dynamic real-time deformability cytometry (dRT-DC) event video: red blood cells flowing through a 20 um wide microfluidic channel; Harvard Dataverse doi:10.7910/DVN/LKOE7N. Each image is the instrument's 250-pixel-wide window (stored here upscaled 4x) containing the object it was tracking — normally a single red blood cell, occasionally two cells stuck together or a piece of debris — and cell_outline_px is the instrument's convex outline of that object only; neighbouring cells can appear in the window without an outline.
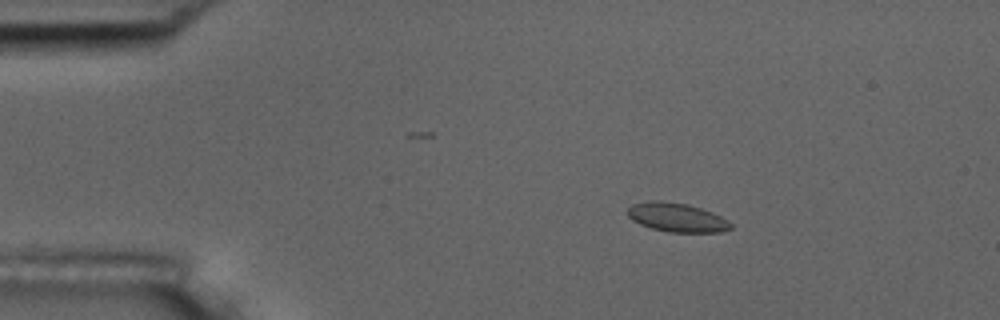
{"species": "common noctule bat (a hibernating species)", "species_latin": "Nyctalus noctula", "temperature_condition": "room temperature", "stored_images_in_passage": 55, "camera_frame_rate_fps": 3000, "um_per_image_px": 0.085, "animal": {"sex": "male", "body_mass_g": 17.5, "forearm_length_mm": 52.3}, "frame": {"image": 1, "passage_image": 9, "time_ms": 2.667, "image_size_px": [1000, 320], "cell_outline_px": [[732, 228], [720, 232], [668, 232], [652, 228], [640, 224], [632, 220], [628, 216], [628, 208], [632, 204], [652, 200], [660, 200], [688, 204], [712, 212], [728, 220], [732, 224]], "centroid_in_image_um": [57.53, 18.48], "position_along_channel_um": 27.5, "area_um2": 17.4}}
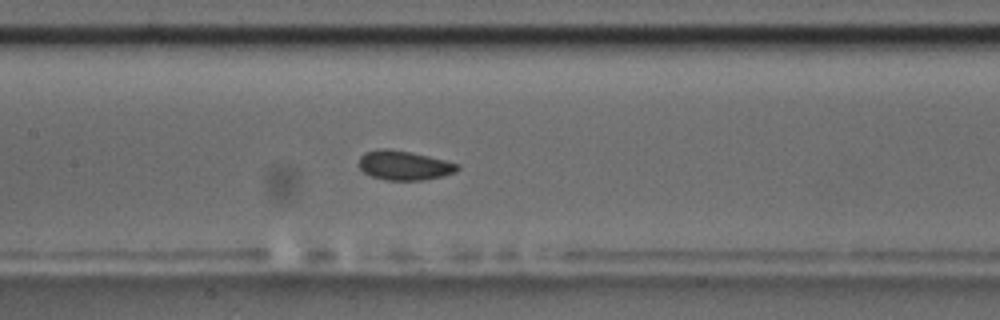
{"frame": {"image": 2, "passage_image": 26, "time_ms": 8.333, "image_size_px": [1000, 320], "cell_outline_px": [[460, 168], [456, 172], [444, 176], [424, 180], [384, 180], [372, 176], [364, 172], [360, 168], [360, 156], [364, 152], [376, 148], [388, 148], [428, 156], [460, 164]], "centroid_in_image_um": [34.36, 14.06], "position_along_channel_um": 173.0, "area_um2": 16.94}}
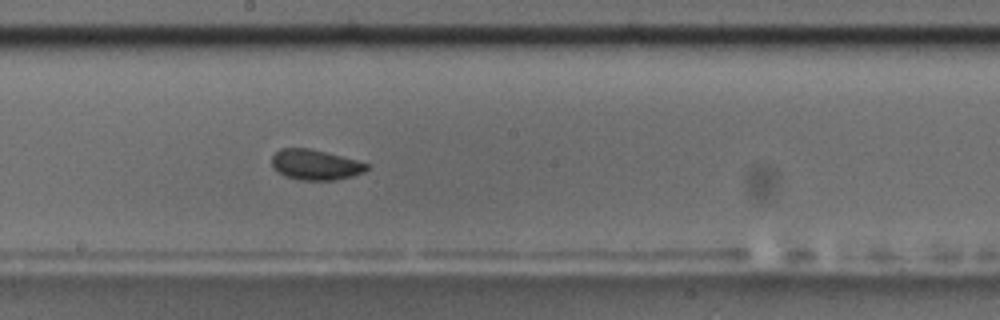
{"frame": {"image": 3, "passage_image": 30, "time_ms": 9.667, "image_size_px": [1000, 320], "cell_outline_px": [[368, 168], [364, 172], [352, 176], [336, 180], [296, 180], [284, 176], [272, 168], [272, 156], [280, 148], [308, 148], [356, 160], [368, 164]], "centroid_in_image_um": [26.76, 14.02], "position_along_channel_um": 221.4, "area_um2": 16.76}, "authors_computed_cell_mechanics": {"area_um2": 16.9354, "velocity_mm_per_s": 3.6526, "shape_relaxation_time_tau1_ms": 4.4577, "shape_relaxation_time_tau2_ms": 1.9016, "deformation_change_tau1": 0.0777, "deformation_change_tau2": 0.0441}}